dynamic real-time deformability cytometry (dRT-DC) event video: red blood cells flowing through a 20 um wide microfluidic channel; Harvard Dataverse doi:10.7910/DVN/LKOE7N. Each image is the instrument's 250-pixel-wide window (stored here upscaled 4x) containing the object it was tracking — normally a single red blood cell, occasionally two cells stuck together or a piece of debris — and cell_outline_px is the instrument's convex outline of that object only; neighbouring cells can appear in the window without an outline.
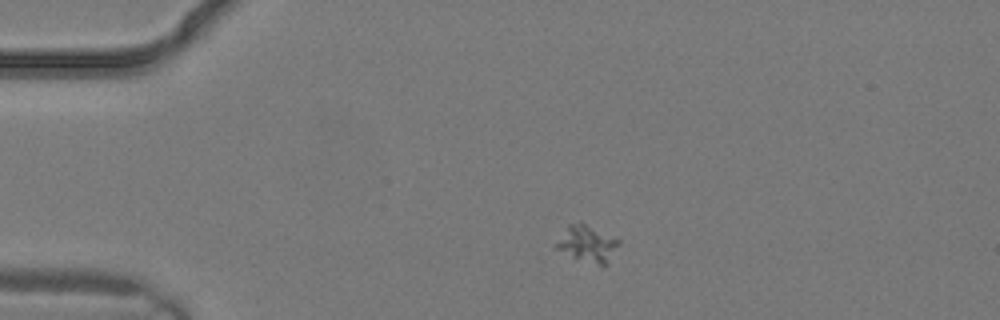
{"species": "common noctule bat (a hibernating species)", "species_latin": "Nyctalus noctula", "temperature_condition": "warm", "stored_images_in_passage": 2, "camera_frame_rate_fps": 3000, "um_per_image_px": 0.085, "animal": {"sex": "male", "body_mass_g": 19.2, "forearm_length_mm": 51.8}, "frame": {"image": 1, "passage_image": 1, "time_ms": 0.0, "image_size_px": [1000, 320], "cell_outline_px": [[620, 244], [608, 264], [600, 264], [572, 256], [556, 248], [556, 244], [568, 224], [580, 220], [620, 240]], "centroid_in_image_um": [49.97, 20.66], "position_along_channel_um": 35.0, "area_um2": 13.01}}